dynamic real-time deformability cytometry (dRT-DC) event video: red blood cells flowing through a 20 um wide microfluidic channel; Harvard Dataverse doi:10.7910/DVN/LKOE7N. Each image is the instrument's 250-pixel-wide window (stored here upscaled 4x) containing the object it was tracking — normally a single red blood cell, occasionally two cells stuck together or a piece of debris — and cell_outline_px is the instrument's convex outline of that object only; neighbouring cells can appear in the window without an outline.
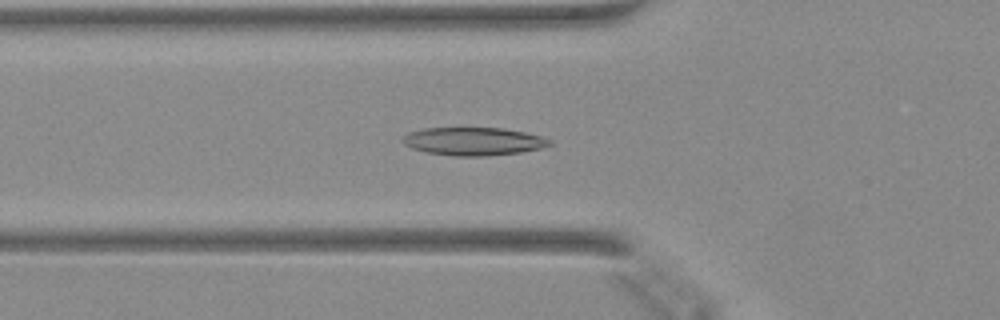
{"species": "Egyptian fruit bat (a non-hibernating species)", "species_latin": "Rousettus aegyptiacus", "temperature_condition": "warm", "stored_images_in_passage": 44, "camera_frame_rate_fps": 3000, "um_per_image_px": 0.085, "animal": {"sex": "female"}, "frame": {"image": 1, "passage_image": 12, "time_ms": 3.667, "image_size_px": [1000, 320], "cell_outline_px": [[552, 144], [540, 148], [520, 152], [484, 156], [452, 156], [424, 152], [412, 148], [404, 144], [404, 136], [408, 132], [424, 128], [504, 128], [524, 132], [540, 136], [552, 140]], "centroid_in_image_um": [40.23, 12.01], "position_along_channel_um": 85.6, "area_um2": 23.93}}
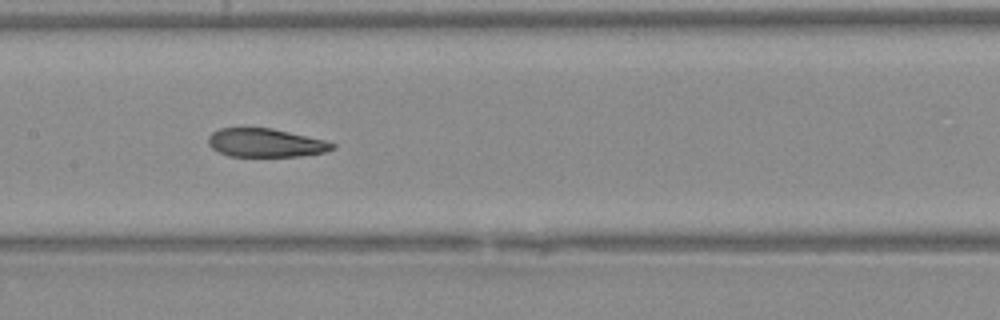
{"frame": {"image": 2, "passage_image": 19, "time_ms": 6.0, "image_size_px": [1000, 320], "cell_outline_px": [[336, 148], [324, 152], [300, 156], [228, 156], [212, 148], [208, 144], [208, 136], [212, 132], [220, 128], [272, 128], [324, 140], [336, 144]], "centroid_in_image_um": [22.56, 12.14], "position_along_channel_um": 184.8, "area_um2": 20.52}}
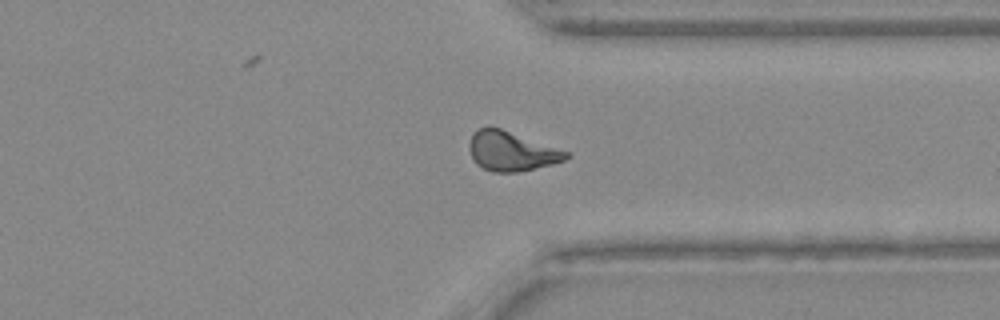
{"frame": {"image": 3, "passage_image": 32, "time_ms": 10.333, "image_size_px": [1000, 320], "cell_outline_px": [[572, 156], [564, 160], [552, 164], [516, 172], [492, 172], [476, 164], [468, 148], [468, 144], [472, 136], [480, 128], [488, 124], [500, 128], [568, 152]], "centroid_in_image_um": [43.44, 12.84], "position_along_channel_um": 368.0, "area_um2": 22.02}}